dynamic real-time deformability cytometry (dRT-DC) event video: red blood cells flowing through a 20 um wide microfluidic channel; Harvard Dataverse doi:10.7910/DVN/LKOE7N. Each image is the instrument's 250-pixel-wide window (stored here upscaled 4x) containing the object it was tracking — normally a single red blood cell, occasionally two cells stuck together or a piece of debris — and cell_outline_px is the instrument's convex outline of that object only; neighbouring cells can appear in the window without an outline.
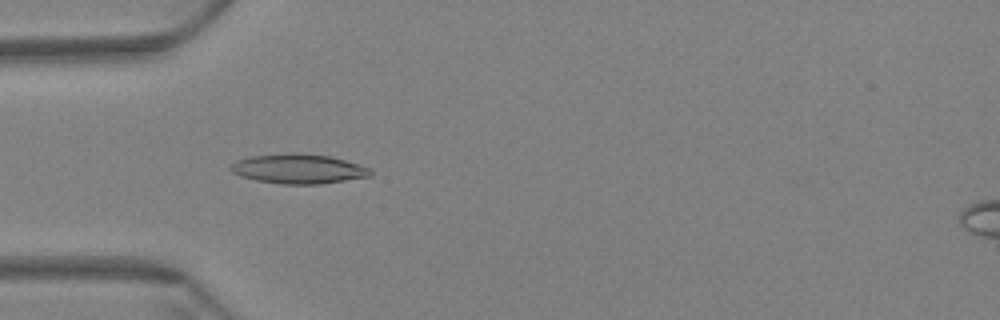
{"species": "Egyptian fruit bat (a non-hibernating species)", "species_latin": "Rousettus aegyptiacus", "temperature_condition": "warm", "stored_images_in_passage": 59, "camera_frame_rate_fps": 3000, "um_per_image_px": 0.085, "animal": {"sex": "female"}, "frame": {"image": 1, "passage_image": 18, "time_ms": 5.667, "image_size_px": [1000, 320], "cell_outline_px": [[372, 176], [320, 184], [280, 184], [256, 180], [240, 176], [232, 172], [228, 168], [236, 160], [252, 156], [292, 152], [296, 152], [328, 156], [344, 160], [368, 168], [372, 172]], "centroid_in_image_um": [25.32, 14.35], "position_along_channel_um": 59.7, "area_um2": 24.04}}
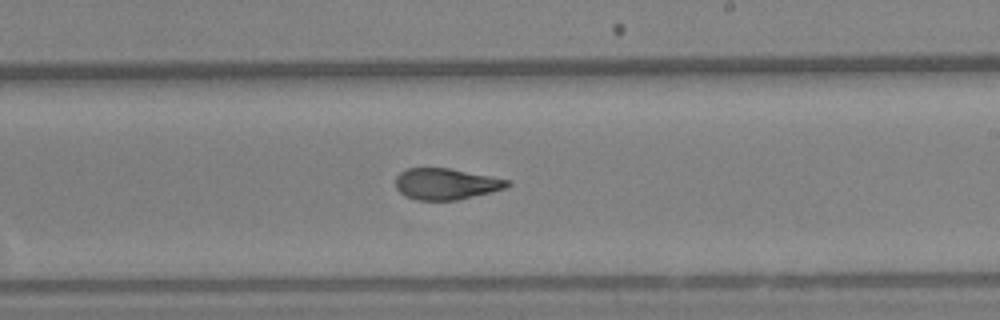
{"frame": {"image": 2, "passage_image": 35, "time_ms": 11.333, "image_size_px": [1000, 320], "cell_outline_px": [[512, 184], [504, 188], [492, 192], [460, 200], [416, 200], [404, 196], [396, 188], [396, 176], [404, 168], [448, 168], [512, 180]], "centroid_in_image_um": [37.92, 15.64], "position_along_channel_um": 251.1, "area_um2": 20.58}}
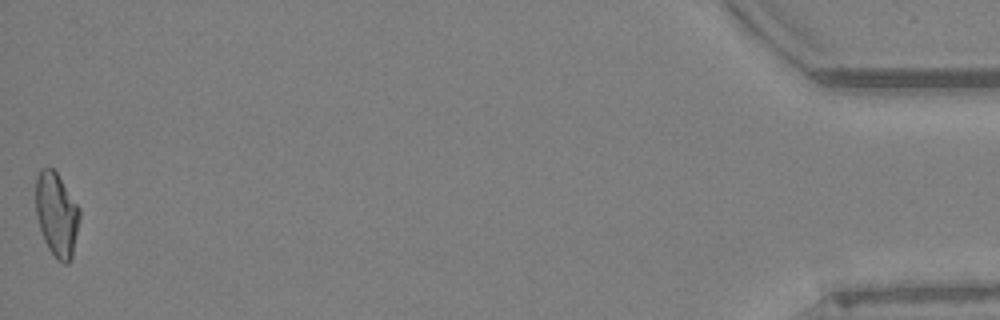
{"frame": {"image": 3, "passage_image": 59, "time_ms": 19.333, "image_size_px": [1000, 320], "cell_outline_px": [[80, 220], [72, 256], [68, 264], [64, 264], [56, 260], [48, 248], [44, 240], [40, 228], [36, 212], [36, 176], [40, 168], [52, 168], [56, 172], [80, 208]], "centroid_in_image_um": [4.82, 18.25], "position_along_channel_um": 430.4, "area_um2": 21.5}, "authors_computed_cell_mechanics": {"area_um2": 21.5594, "velocity_mm_per_s": 3.4475, "shape_relaxation_time_tau1_ms": null, "shape_relaxation_time_tau2_ms": 1.941, "deformation_change_tau1": null, "deformation_change_tau2": 0.0837}}